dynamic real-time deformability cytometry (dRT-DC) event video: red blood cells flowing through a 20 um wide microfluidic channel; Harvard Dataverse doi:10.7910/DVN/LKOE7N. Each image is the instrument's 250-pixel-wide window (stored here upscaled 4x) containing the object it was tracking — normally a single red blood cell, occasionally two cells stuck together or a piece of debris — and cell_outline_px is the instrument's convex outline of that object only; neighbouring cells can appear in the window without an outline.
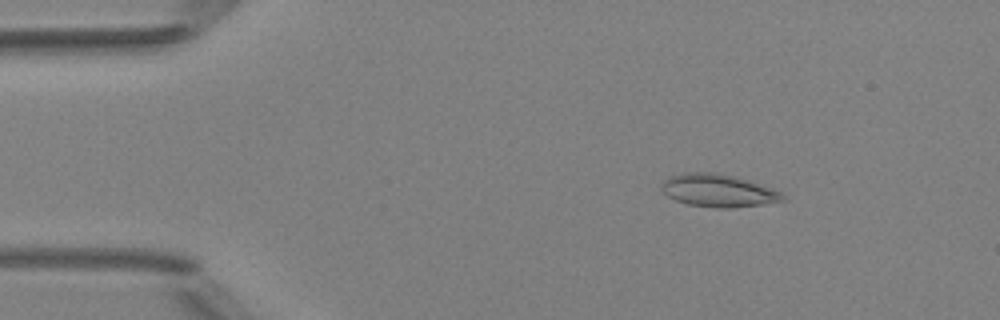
{"species": "Egyptian fruit bat (a non-hibernating species)", "species_latin": "Rousettus aegyptiacus", "temperature_condition": "room temperature", "stored_images_in_passage": 5, "camera_frame_rate_fps": 3000, "um_per_image_px": 0.085, "animal": {"sex": "female"}, "frame": {"image": 1, "passage_image": 2, "time_ms": 1.0, "image_size_px": [1000, 320], "cell_outline_px": [[788, 200], [760, 204], [728, 208], [716, 208], [688, 204], [676, 200], [668, 196], [660, 188], [660, 184], [664, 180], [672, 176], [688, 172], [712, 172], [732, 176], [748, 180], [780, 192]], "centroid_in_image_um": [61.02, 16.2], "position_along_channel_um": 24.0, "area_um2": 22.72}}